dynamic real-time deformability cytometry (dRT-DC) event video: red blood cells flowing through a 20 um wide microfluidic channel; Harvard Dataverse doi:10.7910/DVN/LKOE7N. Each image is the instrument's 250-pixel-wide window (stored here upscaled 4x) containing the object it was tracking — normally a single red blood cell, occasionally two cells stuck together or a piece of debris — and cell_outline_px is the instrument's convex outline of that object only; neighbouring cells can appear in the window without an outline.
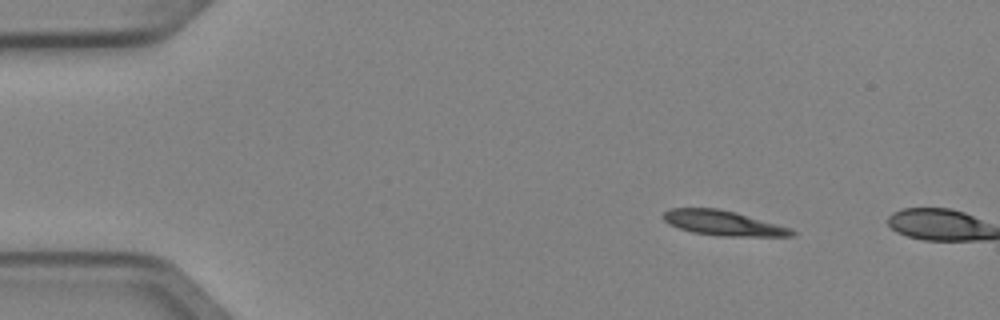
{"species": "Egyptian fruit bat (a non-hibernating species)", "species_latin": "Rousettus aegyptiacus", "temperature_condition": "cold", "stored_images_in_passage": 2, "camera_frame_rate_fps": 3000, "um_per_image_px": 0.085, "animal": {"sex": "female"}, "frame": {"image": 1, "passage_image": 1, "time_ms": 0.0, "image_size_px": [1000, 320], "cell_outline_px": [[796, 232], [792, 236], [720, 236], [692, 232], [668, 224], [664, 220], [664, 212], [672, 208], [716, 208], [736, 212], [792, 228]], "centroid_in_image_um": [61.49, 18.96], "position_along_channel_um": 23.5, "area_um2": 18.55}}